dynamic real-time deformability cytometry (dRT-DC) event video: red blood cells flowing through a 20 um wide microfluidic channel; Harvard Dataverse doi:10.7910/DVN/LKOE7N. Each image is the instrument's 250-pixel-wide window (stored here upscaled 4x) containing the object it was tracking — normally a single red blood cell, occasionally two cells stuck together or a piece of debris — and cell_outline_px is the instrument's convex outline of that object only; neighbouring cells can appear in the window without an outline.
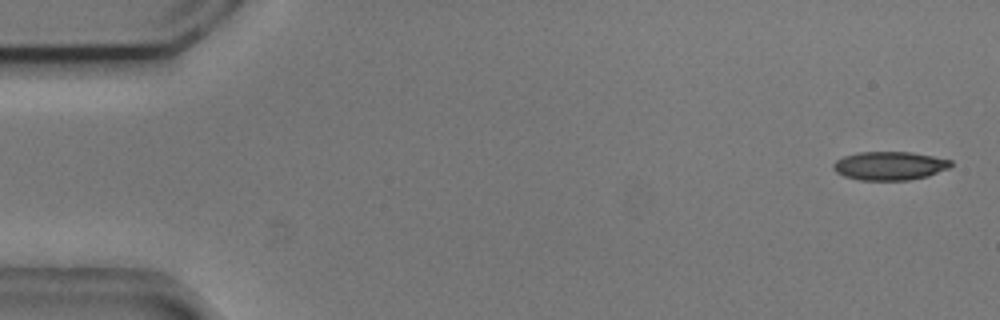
{"species": "common noctule bat (a hibernating species)", "species_latin": "Nyctalus noctula", "temperature_condition": "cold", "stored_images_in_passage": 5, "camera_frame_rate_fps": 3000, "um_per_image_px": 0.085, "animal": {"sex": "male", "body_mass_g": 20.5, "forearm_length_mm": 52.5}, "frame": {"image": 1, "passage_image": 1, "time_ms": 0.0, "image_size_px": [1000, 320], "cell_outline_px": [[952, 164], [948, 168], [928, 176], [908, 180], [860, 180], [844, 176], [836, 172], [832, 168], [832, 164], [836, 160], [844, 156], [860, 152], [912, 152], [952, 160]], "centroid_in_image_um": [75.6, 14.09], "position_along_channel_um": 9.4, "area_um2": 19.54}}